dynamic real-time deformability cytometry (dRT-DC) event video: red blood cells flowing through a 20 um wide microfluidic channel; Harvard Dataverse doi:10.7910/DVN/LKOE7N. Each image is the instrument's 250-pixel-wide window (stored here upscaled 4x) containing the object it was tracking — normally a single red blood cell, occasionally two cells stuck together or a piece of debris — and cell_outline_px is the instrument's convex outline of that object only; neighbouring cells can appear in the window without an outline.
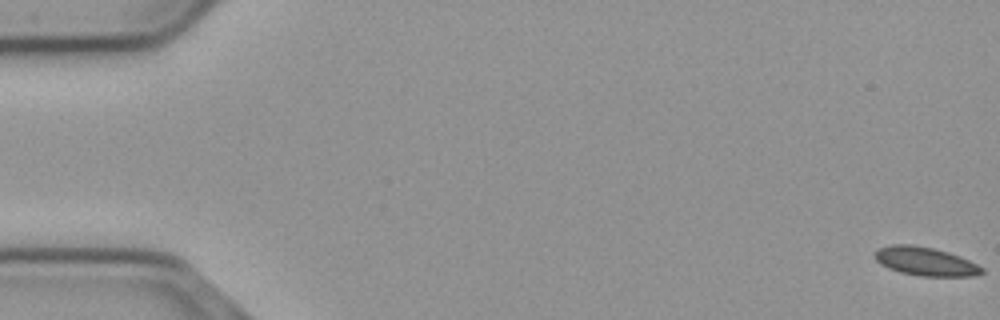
{"species": "common noctule bat (a hibernating species)", "species_latin": "Nyctalus noctula", "temperature_condition": "cold", "stored_images_in_passage": 57, "camera_frame_rate_fps": 3000, "um_per_image_px": 0.085, "animal": {"sex": "male", "body_mass_g": 23.1, "forearm_length_mm": 52.7}, "frame": {"image": 1, "passage_image": 1, "time_ms": 0.0, "image_size_px": [1000, 320], "cell_outline_px": [[984, 272], [976, 276], [920, 276], [900, 272], [888, 268], [880, 264], [876, 260], [876, 252], [880, 248], [892, 244], [912, 244], [932, 248], [948, 252], [960, 256], [984, 268]], "centroid_in_image_um": [78.68, 22.22], "position_along_channel_um": 6.3, "area_um2": 17.74}}
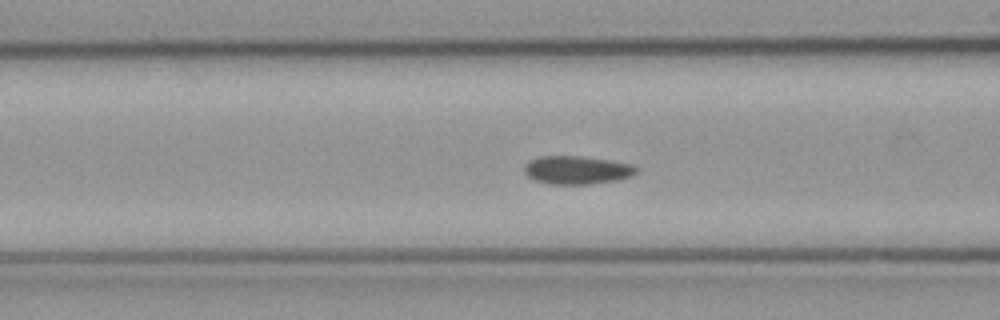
{"frame": {"image": 2, "passage_image": 23, "time_ms": 7.333, "image_size_px": [1000, 320], "cell_outline_px": [[640, 172], [632, 176], [616, 180], [588, 184], [552, 184], [536, 180], [528, 176], [524, 172], [524, 164], [540, 156], [580, 156], [608, 160], [632, 164], [640, 168]], "centroid_in_image_um": [49.09, 14.45], "position_along_channel_um": 117.5, "area_um2": 18.44}}
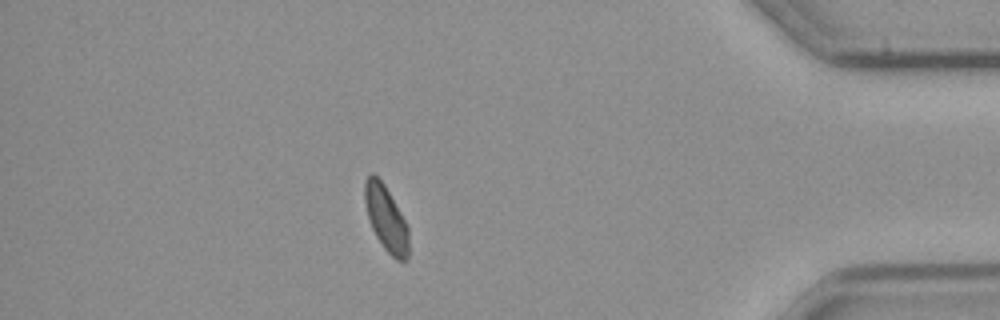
{"frame": {"image": 3, "passage_image": 50, "time_ms": 16.333, "image_size_px": [1000, 320], "cell_outline_px": [[408, 260], [396, 260], [384, 248], [376, 236], [372, 228], [368, 216], [364, 200], [364, 180], [372, 172], [384, 184], [408, 224]], "centroid_in_image_um": [32.82, 18.56], "position_along_channel_um": 402.4, "area_um2": 16.7}, "authors_computed_cell_mechanics": {"area_um2": 17.9758, "velocity_mm_per_s": 3.6604, "shape_relaxation_time_tau1_ms": 4.0596, "shape_relaxation_time_tau2_ms": null, "deformation_change_tau1": 0.0849, "deformation_change_tau2": null}}